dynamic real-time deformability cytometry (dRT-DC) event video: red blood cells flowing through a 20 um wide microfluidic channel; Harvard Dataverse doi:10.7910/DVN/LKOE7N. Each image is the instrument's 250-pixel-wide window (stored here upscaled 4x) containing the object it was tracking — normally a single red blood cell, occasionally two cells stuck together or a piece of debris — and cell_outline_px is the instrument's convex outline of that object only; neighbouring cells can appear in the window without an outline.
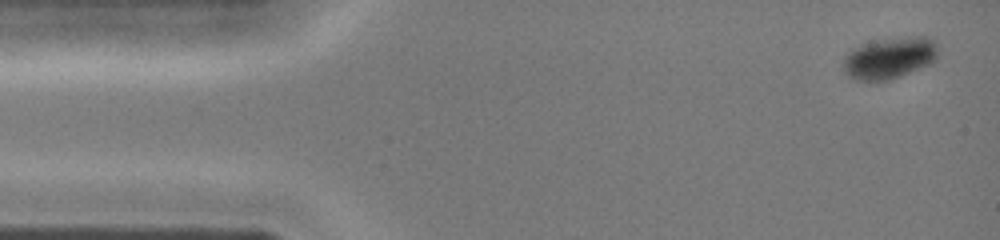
{"species": "common noctule bat (a hibernating species)", "species_latin": "Nyctalus noctula", "temperature_condition": "cold", "stored_images_in_passage": 40, "camera_frame_rate_fps": 3000, "um_per_image_px": 0.085, "animal": {"sex": "female", "body_mass_g": 19.0, "forearm_length_mm": 51.5}, "frame": {"image": 1, "passage_image": 1, "time_ms": 0.0, "image_size_px": [1000, 240], "cell_outline_px": [[936, 60], [932, 64], [900, 76], [888, 80], [856, 80], [848, 76], [844, 72], [844, 56], [852, 48], [860, 44], [908, 36], [928, 36], [936, 40]], "centroid_in_image_um": [75.63, 4.92], "position_along_channel_um": 9.4, "area_um2": 22.95}}
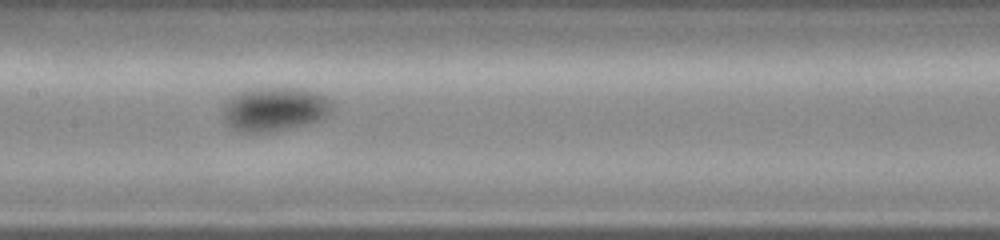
{"frame": {"image": 2, "passage_image": 19, "time_ms": 6.0, "image_size_px": [1000, 240], "cell_outline_px": [[332, 112], [328, 116], [320, 120], [272, 132], [240, 132], [228, 124], [224, 120], [220, 112], [224, 100], [240, 92], [256, 88], [300, 88], [324, 96], [332, 100]], "centroid_in_image_um": [23.31, 9.28], "position_along_channel_um": 184.1, "area_um2": 28.15}}
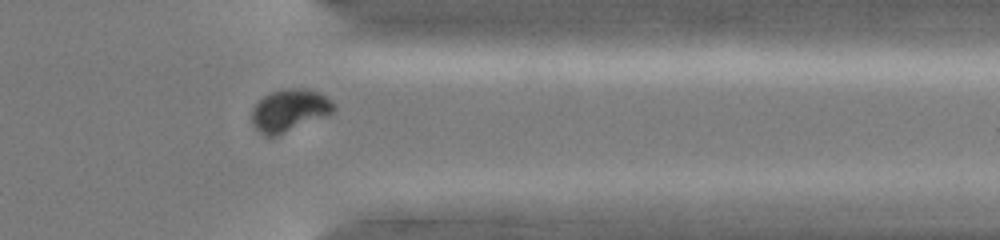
{"frame": {"image": 3, "passage_image": 32, "time_ms": 10.333, "image_size_px": [1000, 240], "cell_outline_px": [[336, 108], [332, 112], [324, 116], [276, 136], [264, 136], [252, 124], [252, 108], [264, 96], [272, 92], [284, 88], [304, 88], [320, 92], [332, 100], [336, 104]], "centroid_in_image_um": [24.61, 9.36], "position_along_channel_um": 386.8, "area_um2": 20.06}}